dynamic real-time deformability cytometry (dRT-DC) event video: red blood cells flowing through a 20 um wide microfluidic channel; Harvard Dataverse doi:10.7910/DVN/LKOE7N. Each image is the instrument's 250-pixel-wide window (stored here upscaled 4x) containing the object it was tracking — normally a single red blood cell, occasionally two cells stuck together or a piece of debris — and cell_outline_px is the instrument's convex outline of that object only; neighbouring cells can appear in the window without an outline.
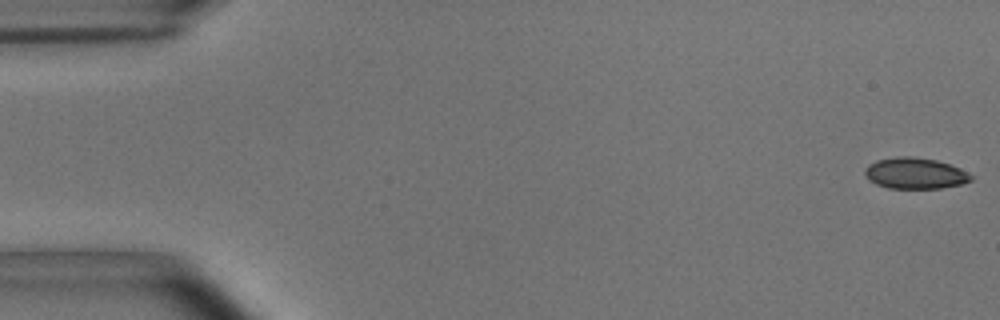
{"species": "common noctule bat (a hibernating species)", "species_latin": "Nyctalus noctula", "temperature_condition": "room temperature", "stored_images_in_passage": 54, "camera_frame_rate_fps": 3000, "um_per_image_px": 0.085, "animal": {"sex": "male", "body_mass_g": 15.6}, "frame": {"image": 1, "passage_image": 1, "time_ms": 0.0, "image_size_px": [1000, 320], "cell_outline_px": [[976, 176], [972, 180], [960, 184], [940, 188], [888, 188], [876, 184], [868, 180], [864, 172], [868, 164], [876, 160], [900, 156], [912, 156], [936, 160], [960, 168]], "centroid_in_image_um": [77.79, 14.73], "position_along_channel_um": 7.2, "area_um2": 19.31}}
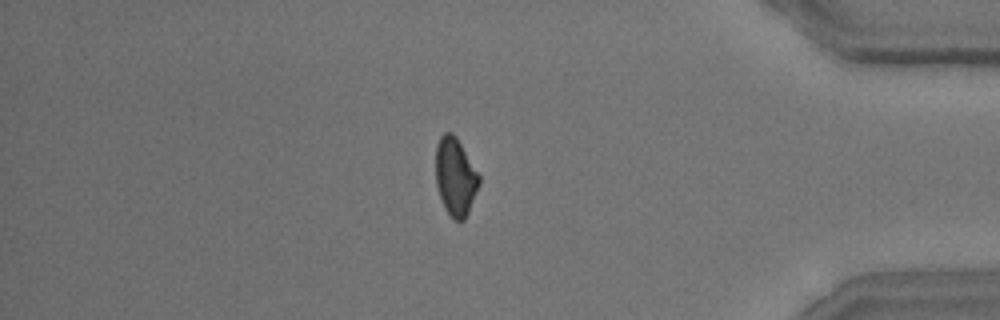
{"frame": {"image": 2, "passage_image": 46, "time_ms": 15.0, "image_size_px": [1000, 320], "cell_outline_px": [[480, 184], [468, 212], [464, 220], [452, 220], [444, 208], [436, 184], [436, 144], [440, 136], [444, 132], [452, 132], [456, 136], [480, 176]], "centroid_in_image_um": [38.7, 15.02], "position_along_channel_um": 396.5, "area_um2": 19.71}}
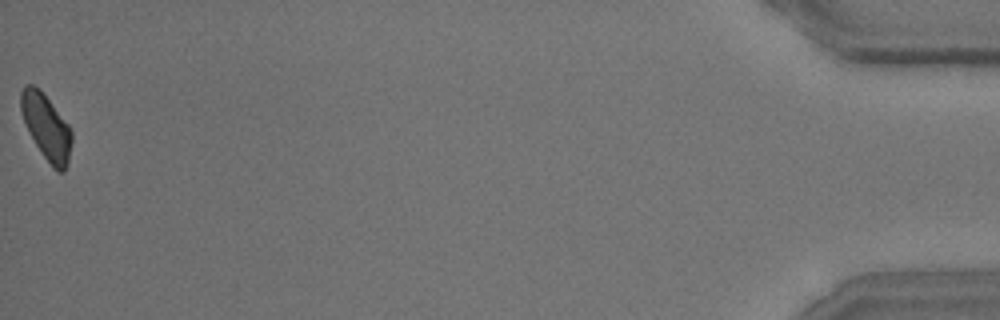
{"frame": {"image": 3, "passage_image": 54, "time_ms": 17.667, "image_size_px": [1000, 320], "cell_outline_px": [[72, 140], [68, 160], [64, 172], [56, 172], [52, 168], [36, 144], [24, 120], [20, 108], [20, 92], [24, 84], [32, 84], [40, 88], [68, 124], [72, 132]], "centroid_in_image_um": [3.94, 10.76], "position_along_channel_um": 431.3, "area_um2": 19.25}, "authors_computed_cell_mechanics": {"area_um2": 20.1144, "velocity_mm_per_s": 3.7047, "shape_relaxation_time_tau1_ms": 4.0236, "shape_relaxation_time_tau2_ms": 1.9504, "deformation_change_tau1": 0.1059, "deformation_change_tau2": 0.0676}}